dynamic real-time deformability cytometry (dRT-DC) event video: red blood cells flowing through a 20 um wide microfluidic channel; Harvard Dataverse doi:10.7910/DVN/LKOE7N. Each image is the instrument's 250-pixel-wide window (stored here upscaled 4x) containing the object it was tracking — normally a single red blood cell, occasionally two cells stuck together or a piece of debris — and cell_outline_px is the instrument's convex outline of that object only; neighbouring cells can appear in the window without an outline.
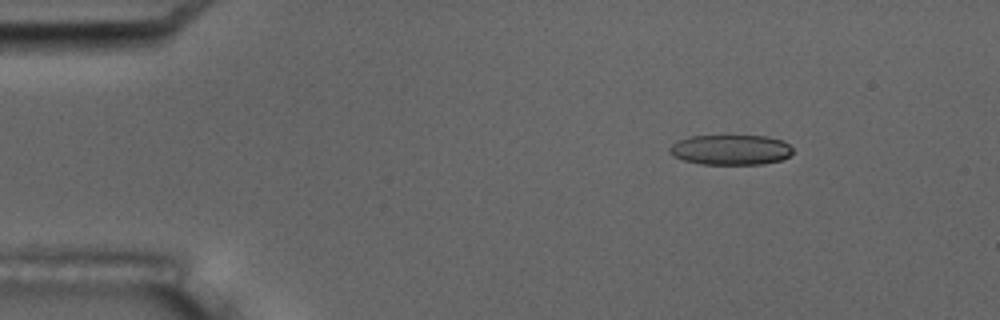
{"species": "common noctule bat (a hibernating species)", "species_latin": "Nyctalus noctula", "temperature_condition": "room temperature", "stored_images_in_passage": 6, "camera_frame_rate_fps": 3000, "um_per_image_px": 0.085, "animal": {"sex": "male", "body_mass_g": 17.5, "forearm_length_mm": 52.3}, "frame": {"image": 1, "passage_image": 3, "time_ms": 2.333, "image_size_px": [1000, 320], "cell_outline_px": [[792, 152], [788, 156], [780, 160], [764, 164], [700, 164], [684, 160], [672, 156], [668, 152], [668, 148], [676, 140], [692, 136], [724, 132], [764, 136], [784, 140], [792, 148]], "centroid_in_image_um": [62.06, 12.67], "position_along_channel_um": 22.9, "area_um2": 22.77}}
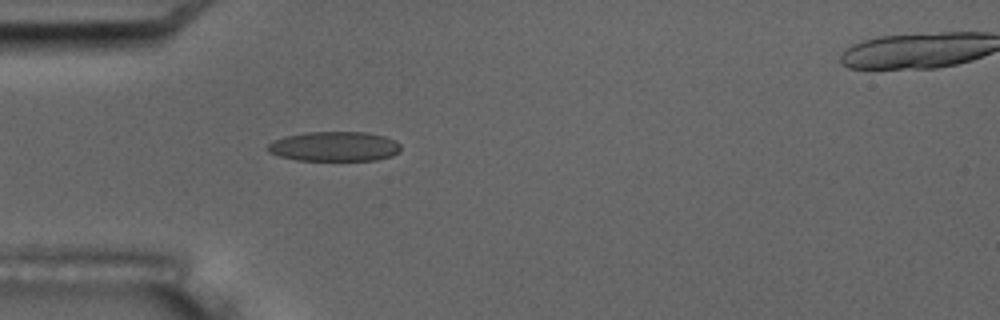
{"frame": {"image": 2, "passage_image": 5, "time_ms": 5.333, "image_size_px": [1000, 320], "cell_outline_px": [[400, 152], [392, 156], [376, 160], [296, 160], [280, 156], [268, 152], [264, 148], [272, 140], [284, 136], [308, 132], [368, 132], [384, 136], [396, 140], [400, 144]], "centroid_in_image_um": [28.41, 12.44], "position_along_channel_um": 56.6, "area_um2": 23.29}}